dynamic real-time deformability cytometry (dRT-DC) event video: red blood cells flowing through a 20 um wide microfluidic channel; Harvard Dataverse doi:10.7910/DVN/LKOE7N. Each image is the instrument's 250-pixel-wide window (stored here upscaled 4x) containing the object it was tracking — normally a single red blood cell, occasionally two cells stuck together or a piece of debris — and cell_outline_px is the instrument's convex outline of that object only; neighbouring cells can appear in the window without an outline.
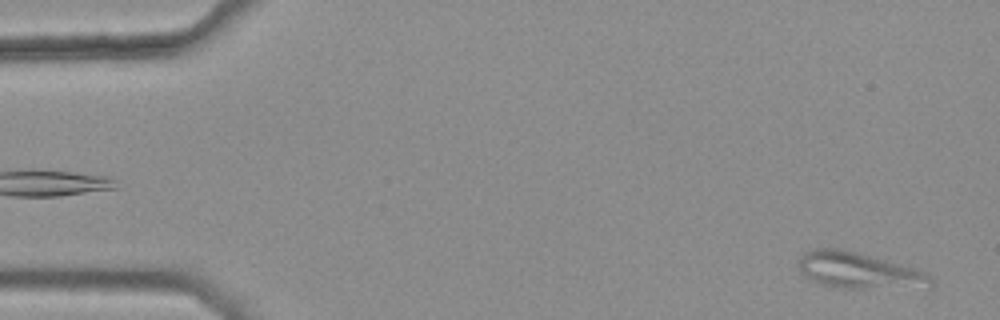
{"species": "common noctule bat (a hibernating species)", "species_latin": "Nyctalus noctula", "temperature_condition": "warm", "stored_images_in_passage": 4, "camera_frame_rate_fps": 3000, "um_per_image_px": 0.085, "animal": {"sex": "female", "body_mass_g": 25.1}, "frame": {"image": 1, "passage_image": 4, "time_ms": 1.0, "image_size_px": [1000, 320], "cell_outline_px": [[932, 284], [864, 288], [836, 288], [812, 280], [804, 276], [800, 272], [800, 260], [804, 252], [816, 248], [836, 248], [856, 252], [912, 268], [924, 272], [932, 280]], "centroid_in_image_um": [72.84, 22.97], "position_along_channel_um": 12.2, "area_um2": 26.41}}